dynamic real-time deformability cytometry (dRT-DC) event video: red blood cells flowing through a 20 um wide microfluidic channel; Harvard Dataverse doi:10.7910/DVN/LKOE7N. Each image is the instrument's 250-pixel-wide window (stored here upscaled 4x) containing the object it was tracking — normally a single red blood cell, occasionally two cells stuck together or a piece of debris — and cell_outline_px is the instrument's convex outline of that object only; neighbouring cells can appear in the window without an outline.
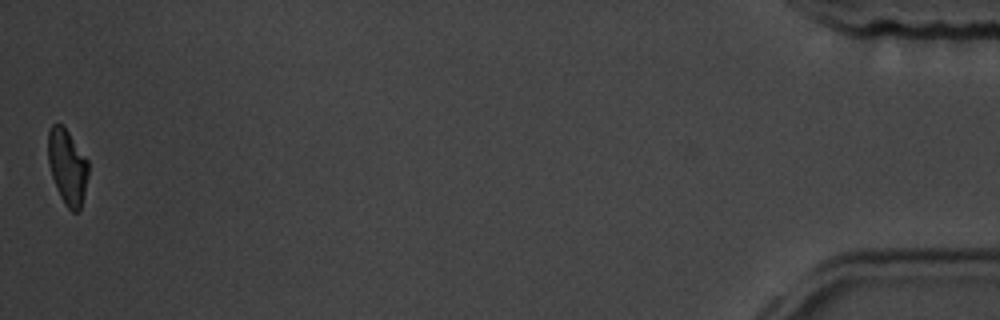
{"species": "common noctule bat (a hibernating species)", "species_latin": "Nyctalus noctula", "temperature_condition": "room temperature", "stored_images_in_passage": 41, "camera_frame_rate_fps": 3000, "um_per_image_px": 0.085, "animal": {"sex": "male", "body_mass_g": 19.5, "forearm_length_mm": 54.6}, "frame": {"image": 1, "passage_image": 41, "time_ms": 13.333, "image_size_px": [1000, 320], "cell_outline_px": [[88, 176], [80, 208], [76, 212], [72, 212], [64, 204], [56, 188], [52, 176], [48, 160], [48, 132], [52, 124], [60, 124], [68, 132], [88, 160]], "centroid_in_image_um": [5.72, 14.18], "position_along_channel_um": 429.5, "area_um2": 17.4}, "authors_computed_cell_mechanics": {"area_um2": 19.5364, "velocity_mm_per_s": 3.5587, "shape_relaxation_time_tau1_ms": 4.6338, "shape_relaxation_time_tau2_ms": 9.2972, "deformation_change_tau1": 0.1646, "deformation_change_tau2": 0.155}}